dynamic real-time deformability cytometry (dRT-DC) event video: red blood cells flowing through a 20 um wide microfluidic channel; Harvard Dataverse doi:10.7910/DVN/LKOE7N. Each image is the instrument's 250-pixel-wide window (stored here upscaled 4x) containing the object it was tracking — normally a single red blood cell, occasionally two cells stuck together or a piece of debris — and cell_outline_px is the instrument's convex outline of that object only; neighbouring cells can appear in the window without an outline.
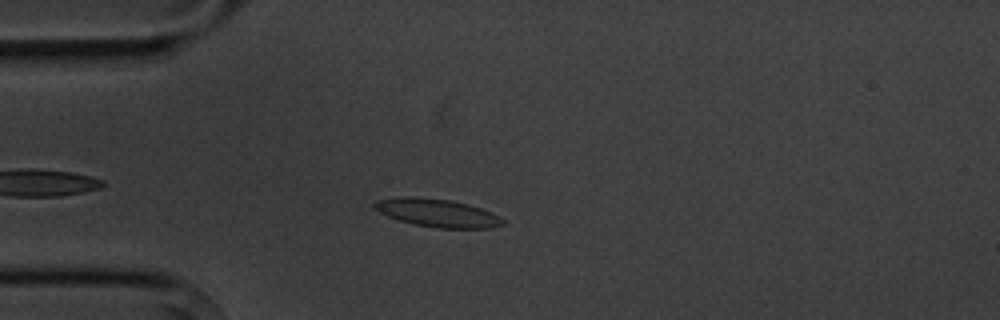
{"species": "common noctule bat (a hibernating species)", "species_latin": "Nyctalus noctula", "temperature_condition": "cold", "stored_images_in_passage": 6, "camera_frame_rate_fps": 3000, "um_per_image_px": 0.085, "animal": {"sex": "male", "body_mass_g": 20.1, "forearm_length_mm": 53.5}, "frame": {"image": 1, "passage_image": 3, "time_ms": 2.333, "image_size_px": [1000, 320], "cell_outline_px": [[504, 224], [492, 228], [436, 228], [416, 224], [400, 220], [388, 216], [372, 208], [372, 204], [376, 200], [400, 196], [416, 196], [452, 200], [468, 204], [480, 208], [500, 216], [504, 220]], "centroid_in_image_um": [37.15, 18.08], "position_along_channel_um": 47.8, "area_um2": 21.1}}
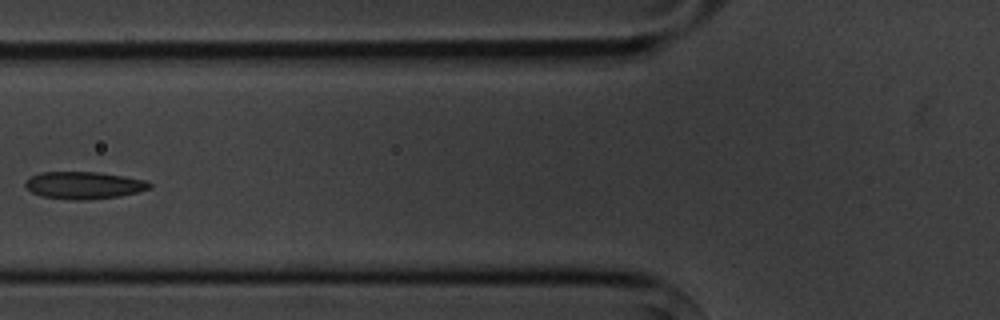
{"frame": {"image": 2, "passage_image": 5, "time_ms": 4.667, "image_size_px": [1000, 320], "cell_outline_px": [[152, 188], [120, 196], [84, 200], [72, 200], [40, 196], [32, 192], [24, 184], [32, 176], [40, 172], [100, 172], [148, 180], [152, 184]], "centroid_in_image_um": [7.17, 15.74], "position_along_channel_um": 118.6, "area_um2": 19.77}}
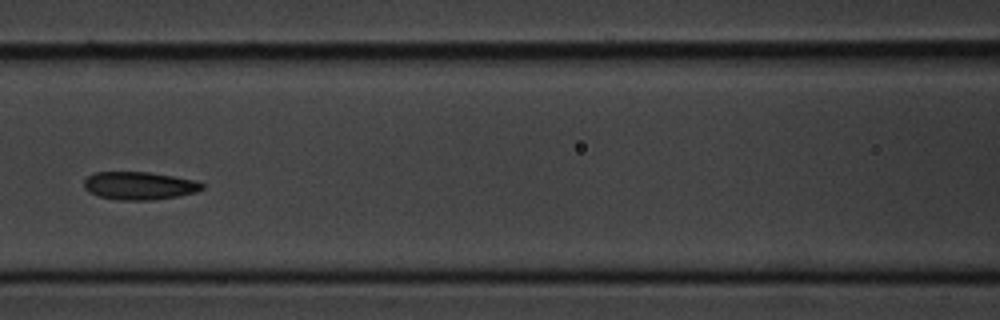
{"frame": {"image": 3, "passage_image": 6, "time_ms": 5.667, "image_size_px": [1000, 320], "cell_outline_px": [[204, 188], [196, 192], [176, 196], [152, 200], [116, 200], [100, 196], [88, 192], [84, 188], [84, 180], [88, 176], [96, 172], [148, 172], [196, 180], [204, 184]], "centroid_in_image_um": [11.83, 15.78], "position_along_channel_um": 154.8, "area_um2": 19.19}}